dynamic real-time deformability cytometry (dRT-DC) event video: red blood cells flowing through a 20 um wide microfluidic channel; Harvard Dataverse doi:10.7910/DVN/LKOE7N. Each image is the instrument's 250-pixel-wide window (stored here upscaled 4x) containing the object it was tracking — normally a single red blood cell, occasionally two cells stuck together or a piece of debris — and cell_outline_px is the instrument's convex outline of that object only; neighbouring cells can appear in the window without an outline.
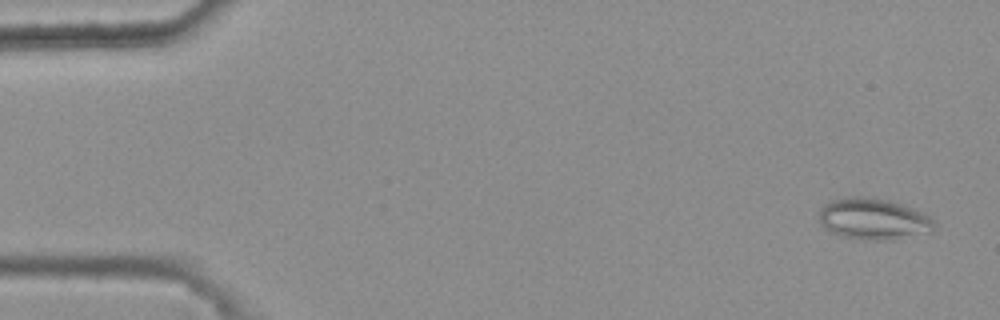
{"species": "common noctule bat (a hibernating species)", "species_latin": "Nyctalus noctula", "temperature_condition": "warm", "stored_images_in_passage": 47, "camera_frame_rate_fps": 3000, "um_per_image_px": 0.085, "animal": {"sex": "female", "body_mass_g": 25.1}, "frame": {"image": 1, "passage_image": 3, "time_ms": 0.667, "image_size_px": [1000, 320], "cell_outline_px": [[936, 228], [932, 232], [896, 240], [860, 240], [840, 236], [824, 228], [820, 224], [820, 208], [824, 204], [832, 200], [848, 196], [860, 196], [888, 200], [924, 212], [932, 216], [936, 224]], "centroid_in_image_um": [74.29, 18.63], "position_along_channel_um": 10.7, "area_um2": 28.32}}
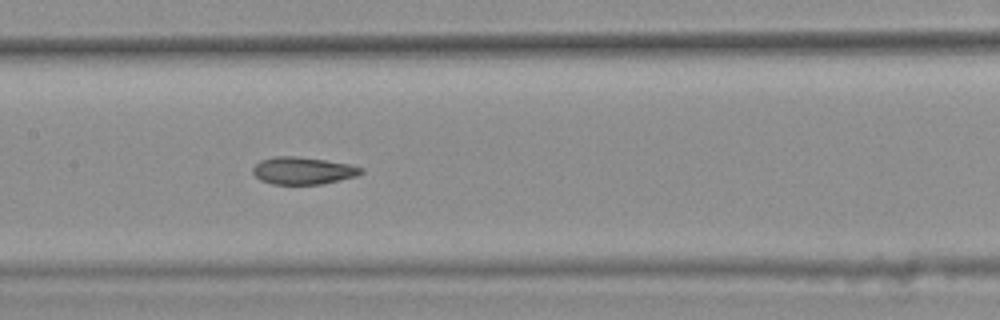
{"frame": {"image": 2, "passage_image": 27, "time_ms": 8.667, "image_size_px": [1000, 320], "cell_outline_px": [[364, 172], [356, 176], [324, 184], [272, 184], [260, 180], [252, 172], [252, 168], [260, 160], [276, 156], [296, 156], [324, 160], [348, 164], [364, 168]], "centroid_in_image_um": [25.75, 14.51], "position_along_channel_um": 181.7, "area_um2": 17.22}}
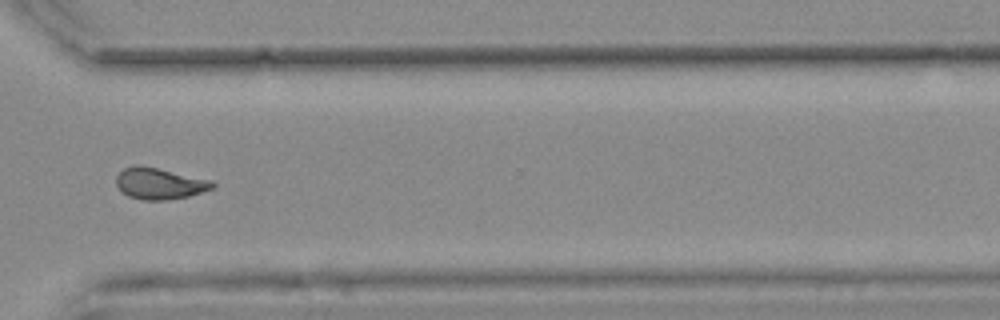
{"frame": {"image": 3, "passage_image": 41, "time_ms": 13.333, "image_size_px": [1000, 320], "cell_outline_px": [[216, 184], [212, 188], [188, 196], [168, 200], [140, 200], [128, 196], [116, 184], [116, 176], [124, 168], [136, 164], [140, 164], [212, 180]], "centroid_in_image_um": [13.54, 15.59], "position_along_channel_um": 357.1, "area_um2": 17.57}, "authors_computed_cell_mechanics": {"area_um2": 17.8024, "velocity_mm_per_s": 3.7486, "shape_relaxation_time_tau1_ms": null, "shape_relaxation_time_tau2_ms": 2.1864, "deformation_change_tau1": null, "deformation_change_tau2": 0.0788}}